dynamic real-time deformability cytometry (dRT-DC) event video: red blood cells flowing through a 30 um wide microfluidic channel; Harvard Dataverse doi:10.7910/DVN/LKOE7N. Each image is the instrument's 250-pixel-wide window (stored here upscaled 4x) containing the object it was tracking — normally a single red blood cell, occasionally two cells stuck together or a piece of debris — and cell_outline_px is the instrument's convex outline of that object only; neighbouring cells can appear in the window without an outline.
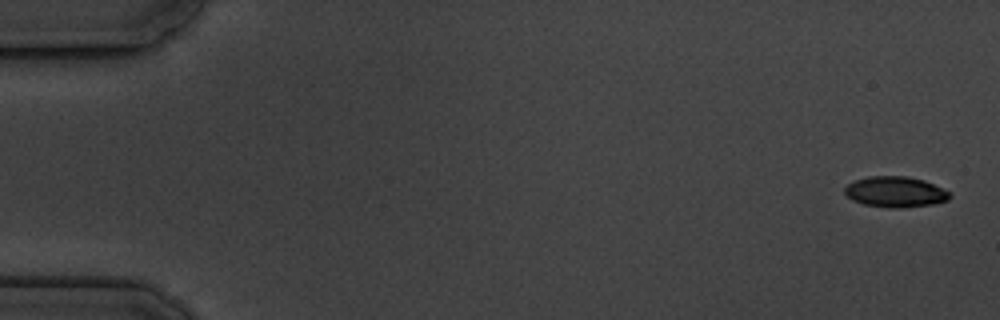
{"species": "common noctule bat (a hibernating species)", "species_latin": "Nyctalus noctula", "temperature_condition": "cold", "stored_images_in_passage": 5, "camera_frame_rate_fps": 3000, "um_per_image_px": 0.085, "animal": {"sex": "male", "body_mass_g": 19.5, "forearm_length_mm": 54.6}, "frame": {"image": 1, "passage_image": 1, "time_ms": 0.0, "image_size_px": [1000, 320], "cell_outline_px": [[952, 196], [948, 200], [932, 204], [900, 208], [888, 208], [864, 204], [852, 200], [844, 192], [844, 188], [848, 184], [856, 180], [868, 176], [908, 176], [924, 180], [948, 192]], "centroid_in_image_um": [76.08, 16.31], "position_along_channel_um": 8.9, "area_um2": 18.67}}
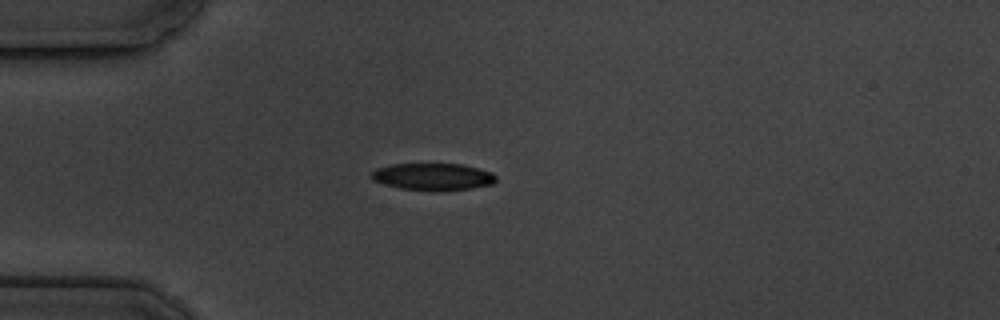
{"frame": {"image": 2, "passage_image": 5, "time_ms": 4.667, "image_size_px": [1000, 320], "cell_outline_px": [[496, 180], [492, 184], [472, 188], [440, 192], [400, 188], [384, 184], [372, 180], [368, 176], [376, 168], [392, 164], [464, 164], [492, 172], [496, 176]], "centroid_in_image_um": [36.79, 15.03], "position_along_channel_um": 48.2, "area_um2": 19.94}}